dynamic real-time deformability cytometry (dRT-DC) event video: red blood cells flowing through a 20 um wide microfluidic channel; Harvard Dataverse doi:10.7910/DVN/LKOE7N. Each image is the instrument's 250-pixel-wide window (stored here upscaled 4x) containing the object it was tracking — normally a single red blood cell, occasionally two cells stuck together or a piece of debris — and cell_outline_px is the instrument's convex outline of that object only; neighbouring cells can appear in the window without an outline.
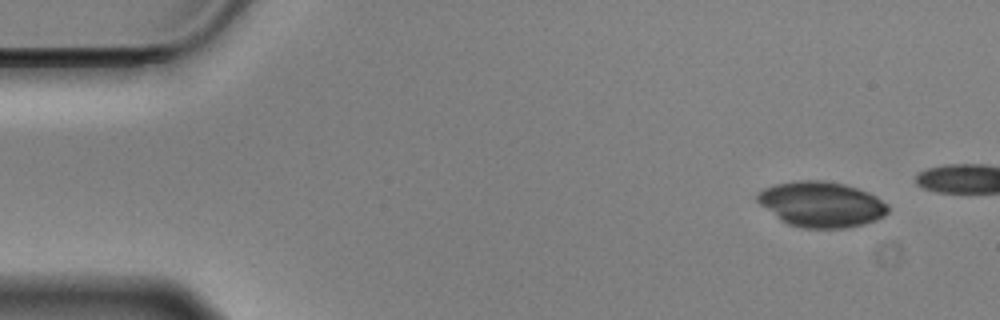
{"species": "Egyptian fruit bat (a non-hibernating species)", "species_latin": "Rousettus aegyptiacus", "temperature_condition": "cold", "stored_images_in_passage": 13, "camera_frame_rate_fps": 3000, "um_per_image_px": 0.085, "animal": {"sex": "male"}, "frame": {"image": 1, "passage_image": 1, "time_ms": 0.0, "image_size_px": [1000, 320], "cell_outline_px": [[888, 212], [884, 216], [876, 220], [864, 224], [844, 228], [800, 228], [788, 224], [780, 220], [760, 204], [756, 200], [756, 192], [764, 188], [776, 184], [800, 180], [820, 180], [844, 184], [868, 192], [876, 196], [888, 204]], "centroid_in_image_um": [69.8, 17.37], "position_along_channel_um": 15.2, "area_um2": 34.68}}